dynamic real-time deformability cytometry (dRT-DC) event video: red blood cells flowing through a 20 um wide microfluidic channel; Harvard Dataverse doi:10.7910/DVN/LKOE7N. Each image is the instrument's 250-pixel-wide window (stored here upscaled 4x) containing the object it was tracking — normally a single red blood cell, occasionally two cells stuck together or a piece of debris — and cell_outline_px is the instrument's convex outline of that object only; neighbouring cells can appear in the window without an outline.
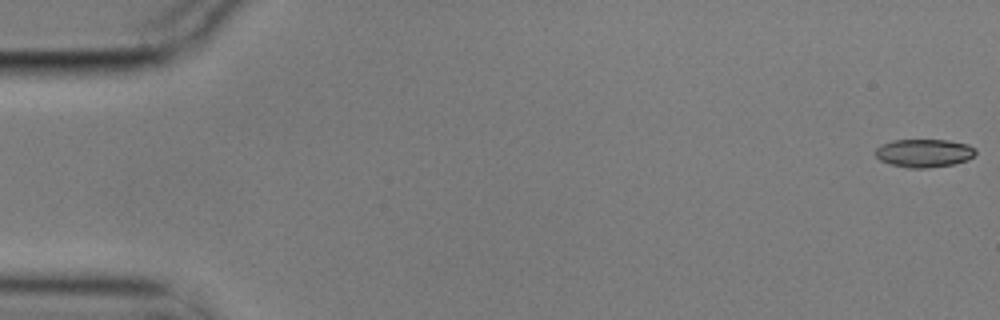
{"species": "common noctule bat (a hibernating species)", "species_latin": "Nyctalus noctula", "temperature_condition": "cold", "stored_images_in_passage": 57, "camera_frame_rate_fps": 3000, "um_per_image_px": 0.085, "animal": {"sex": "male", "body_mass_g": 17.9}, "frame": {"image": 1, "passage_image": 1, "time_ms": 0.0, "image_size_px": [1000, 320], "cell_outline_px": [[976, 152], [968, 160], [952, 164], [924, 168], [908, 168], [892, 164], [880, 160], [872, 152], [880, 144], [892, 140], [948, 140], [968, 144], [976, 148]], "centroid_in_image_um": [78.51, 13.0], "position_along_channel_um": 6.5, "area_um2": 16.53}}
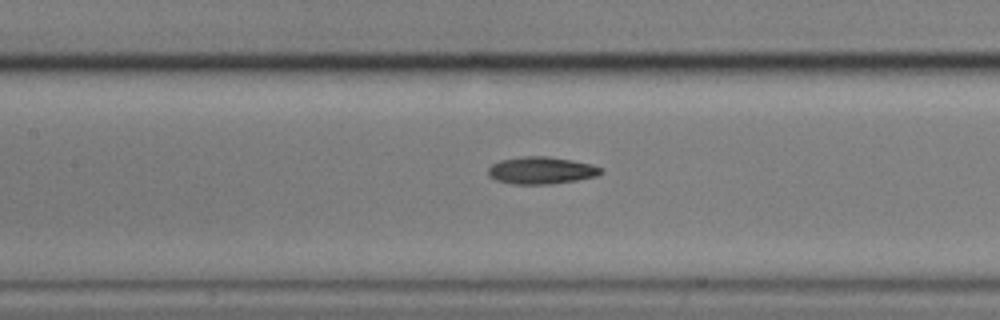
{"frame": {"image": 2, "passage_image": 26, "time_ms": 8.333, "image_size_px": [1000, 320], "cell_outline_px": [[604, 172], [596, 176], [576, 180], [548, 184], [512, 184], [496, 180], [488, 176], [488, 168], [492, 164], [500, 160], [520, 156], [548, 156], [572, 160], [592, 164], [600, 168]], "centroid_in_image_um": [45.98, 14.48], "position_along_channel_um": 161.4, "area_um2": 17.92}}
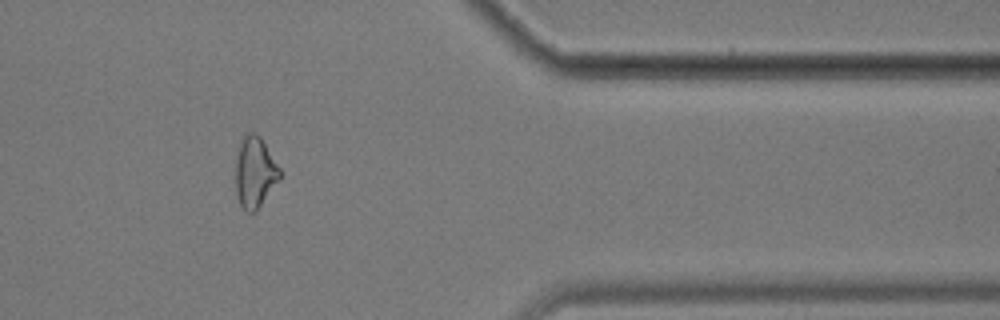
{"frame": {"image": 3, "passage_image": 47, "time_ms": 15.333, "image_size_px": [1000, 320], "cell_outline_px": [[280, 176], [256, 212], [248, 212], [240, 204], [236, 196], [236, 156], [240, 140], [248, 132], [256, 132], [260, 136], [280, 168]], "centroid_in_image_um": [21.64, 14.61], "position_along_channel_um": 389.8, "area_um2": 18.09}, "authors_computed_cell_mechanics": {"area_um2": 17.5712, "velocity_mm_per_s": 3.5555, "shape_relaxation_time_tau1_ms": 5.6128, "shape_relaxation_time_tau2_ms": null, "deformation_change_tau1": 0.1627, "deformation_change_tau2": null}}